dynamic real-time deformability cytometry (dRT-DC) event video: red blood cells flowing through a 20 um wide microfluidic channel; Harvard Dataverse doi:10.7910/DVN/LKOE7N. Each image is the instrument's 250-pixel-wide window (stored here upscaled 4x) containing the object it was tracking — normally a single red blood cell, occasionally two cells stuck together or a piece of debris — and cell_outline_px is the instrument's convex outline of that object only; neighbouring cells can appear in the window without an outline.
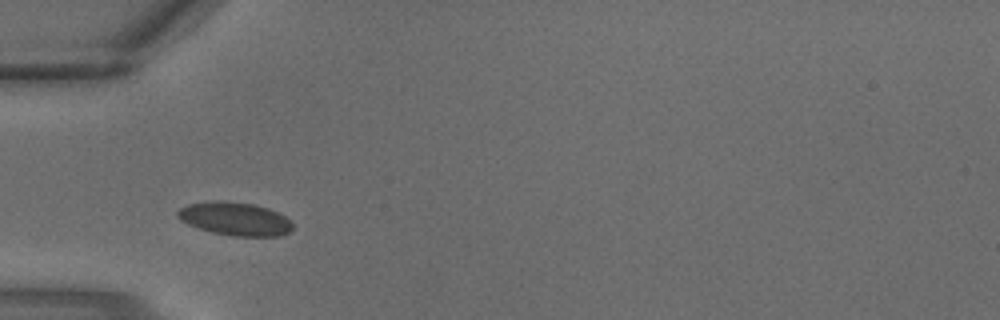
{"species": "common noctule bat (a hibernating species)", "species_latin": "Nyctalus noctula", "temperature_condition": "warm", "stored_images_in_passage": 1, "camera_frame_rate_fps": 3000, "um_per_image_px": 0.085, "animal": {"sex": "male", "body_mass_g": 18.8}, "frame": {"image": 1, "passage_image": 1, "time_ms": 0.0, "image_size_px": [1000, 320], "cell_outline_px": [[292, 228], [288, 232], [280, 236], [232, 236], [212, 232], [188, 224], [180, 220], [176, 216], [176, 212], [180, 208], [188, 204], [208, 200], [224, 200], [252, 204], [268, 208], [292, 220]], "centroid_in_image_um": [19.95, 18.59], "position_along_channel_um": 65.1, "area_um2": 22.43}}